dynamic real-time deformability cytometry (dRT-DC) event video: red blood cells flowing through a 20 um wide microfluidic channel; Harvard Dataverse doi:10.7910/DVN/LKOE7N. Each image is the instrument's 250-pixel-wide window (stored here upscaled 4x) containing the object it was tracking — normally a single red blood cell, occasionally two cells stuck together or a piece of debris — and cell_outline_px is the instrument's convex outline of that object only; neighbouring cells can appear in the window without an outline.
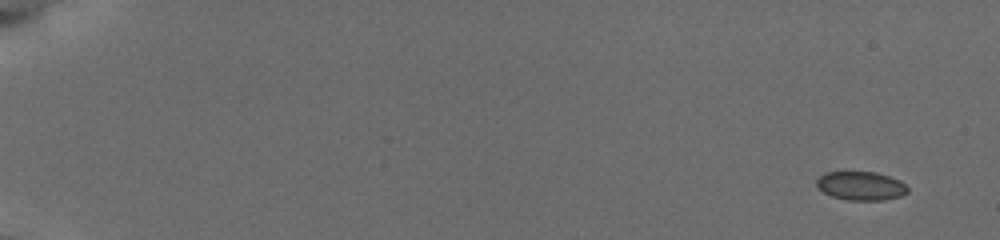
{"species": "common noctule bat (a hibernating species)", "species_latin": "Nyctalus noctula", "temperature_condition": "cold", "stored_images_in_passage": 11, "camera_frame_rate_fps": 3000, "um_per_image_px": 0.085, "animal": {"sex": "female", "body_mass_g": 19.5, "forearm_length_mm": 54.1}, "frame": {"image": 1, "passage_image": 2, "time_ms": 0.667, "image_size_px": [1000, 240], "cell_outline_px": [[908, 192], [900, 196], [880, 200], [848, 200], [832, 196], [824, 192], [816, 184], [816, 180], [824, 172], [876, 172], [900, 180], [908, 188]], "centroid_in_image_um": [73.17, 15.79], "position_along_channel_um": 11.8, "area_um2": 15.09}}